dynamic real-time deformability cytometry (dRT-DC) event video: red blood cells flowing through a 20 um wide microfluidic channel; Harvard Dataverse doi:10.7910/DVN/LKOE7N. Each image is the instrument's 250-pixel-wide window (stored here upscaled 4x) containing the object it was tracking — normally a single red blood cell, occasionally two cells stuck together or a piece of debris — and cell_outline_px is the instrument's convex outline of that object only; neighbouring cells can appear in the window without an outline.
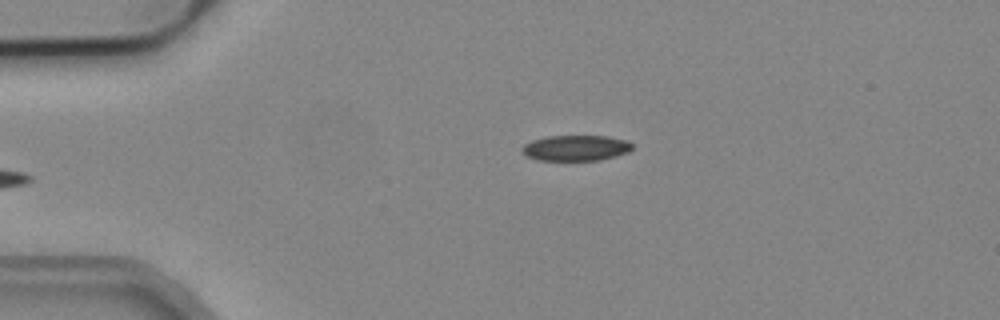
{"species": "common noctule bat (a hibernating species)", "species_latin": "Nyctalus noctula", "temperature_condition": "cold", "stored_images_in_passage": 4, "camera_frame_rate_fps": 3000, "um_per_image_px": 0.085, "animal": {"sex": "male", "body_mass_g": 19.2, "forearm_length_mm": 51.8}, "frame": {"image": 1, "passage_image": 4, "time_ms": 1.0, "image_size_px": [1000, 320], "cell_outline_px": [[632, 148], [628, 152], [616, 156], [596, 160], [536, 160], [528, 156], [520, 148], [524, 144], [532, 140], [548, 136], [608, 136], [624, 140], [632, 144]], "centroid_in_image_um": [48.93, 12.57], "position_along_channel_um": 36.1, "area_um2": 16.3}}